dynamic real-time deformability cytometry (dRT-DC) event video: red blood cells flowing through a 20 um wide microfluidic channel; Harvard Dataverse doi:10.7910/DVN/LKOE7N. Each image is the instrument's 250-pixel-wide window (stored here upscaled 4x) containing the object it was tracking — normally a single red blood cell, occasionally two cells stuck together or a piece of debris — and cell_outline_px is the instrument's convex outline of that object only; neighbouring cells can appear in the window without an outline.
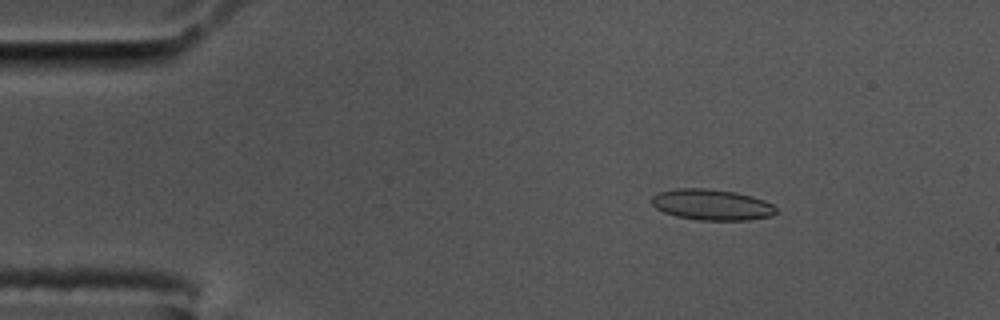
{"species": "common noctule bat (a hibernating species)", "species_latin": "Nyctalus noctula", "temperature_condition": "cold", "stored_images_in_passage": 21, "camera_frame_rate_fps": 3000, "um_per_image_px": 0.085, "animal": {"sex": "male", "body_mass_g": 17.5, "forearm_length_mm": 52.3}, "frame": {"image": 1, "passage_image": 9, "time_ms": 2.667, "image_size_px": [1000, 320], "cell_outline_px": [[776, 212], [772, 216], [748, 220], [700, 220], [676, 216], [664, 212], [656, 208], [652, 204], [652, 196], [660, 192], [676, 188], [708, 188], [736, 192], [752, 196], [764, 200], [772, 204], [776, 208]], "centroid_in_image_um": [60.51, 17.39], "position_along_channel_um": 24.5, "area_um2": 22.43}}
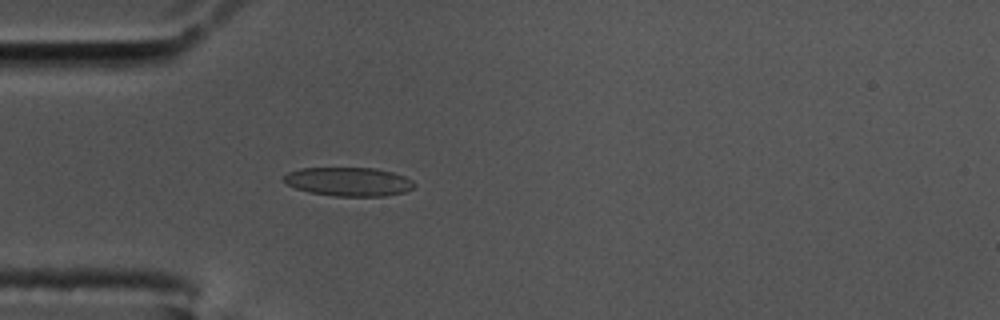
{"frame": {"image": 2, "passage_image": 17, "time_ms": 5.333, "image_size_px": [1000, 320], "cell_outline_px": [[416, 184], [412, 188], [404, 192], [384, 196], [332, 196], [308, 192], [296, 188], [288, 184], [284, 180], [284, 176], [288, 172], [300, 168], [376, 168], [392, 172], [404, 176], [412, 180]], "centroid_in_image_um": [29.64, 15.44], "position_along_channel_um": 55.4, "area_um2": 21.85}}